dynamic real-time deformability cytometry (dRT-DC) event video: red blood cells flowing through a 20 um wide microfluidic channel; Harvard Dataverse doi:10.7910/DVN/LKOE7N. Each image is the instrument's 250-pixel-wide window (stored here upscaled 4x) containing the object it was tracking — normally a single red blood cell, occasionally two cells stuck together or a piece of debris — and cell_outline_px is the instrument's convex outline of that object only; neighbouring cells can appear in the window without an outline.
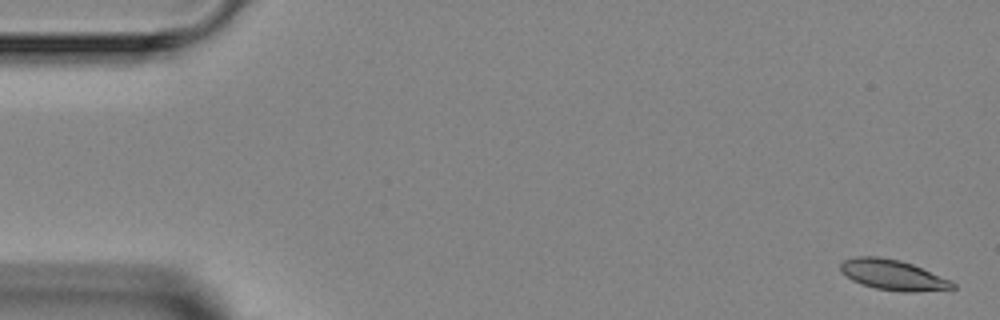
{"species": "Egyptian fruit bat (a non-hibernating species)", "species_latin": "Rousettus aegyptiacus", "temperature_condition": "room temperature", "stored_images_in_passage": 3, "segment_of_instrument_passage": [2, 2], "camera_frame_rate_fps": 3000, "um_per_image_px": 0.085, "animal": {"sex": "female"}, "frame": {"image": 1, "passage_image": 3, "time_ms": 3.0, "image_size_px": [1000, 320], "cell_outline_px": [[956, 288], [916, 292], [900, 292], [876, 288], [852, 280], [840, 272], [840, 264], [844, 260], [856, 256], [880, 256], [900, 260], [912, 264], [952, 280], [956, 284]], "centroid_in_image_um": [75.91, 23.36], "position_along_channel_um": 9.1, "area_um2": 19.94}}